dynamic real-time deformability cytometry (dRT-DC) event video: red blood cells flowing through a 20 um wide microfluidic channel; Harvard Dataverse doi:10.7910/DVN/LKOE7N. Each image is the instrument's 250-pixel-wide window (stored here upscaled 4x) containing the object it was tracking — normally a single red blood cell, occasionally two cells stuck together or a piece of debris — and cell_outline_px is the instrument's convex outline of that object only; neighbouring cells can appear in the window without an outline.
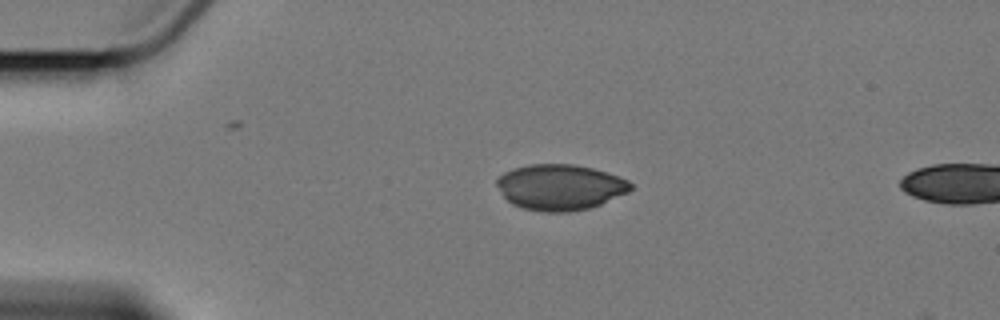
{"species": "Egyptian fruit bat (a non-hibernating species)", "species_latin": "Rousettus aegyptiacus", "temperature_condition": "cold", "stored_images_in_passage": 2, "camera_frame_rate_fps": 3000, "um_per_image_px": 0.085, "animal": {"sex": "female"}, "frame": {"image": 1, "passage_image": 1, "time_ms": 0.0, "image_size_px": [1000, 320], "cell_outline_px": [[632, 188], [628, 192], [600, 204], [588, 208], [568, 212], [544, 212], [520, 208], [512, 204], [504, 196], [496, 184], [496, 180], [504, 172], [512, 168], [528, 164], [572, 164], [592, 168], [608, 172], [620, 176], [628, 180], [632, 184]], "centroid_in_image_um": [47.6, 15.9], "position_along_channel_um": 37.4, "area_um2": 35.78}}